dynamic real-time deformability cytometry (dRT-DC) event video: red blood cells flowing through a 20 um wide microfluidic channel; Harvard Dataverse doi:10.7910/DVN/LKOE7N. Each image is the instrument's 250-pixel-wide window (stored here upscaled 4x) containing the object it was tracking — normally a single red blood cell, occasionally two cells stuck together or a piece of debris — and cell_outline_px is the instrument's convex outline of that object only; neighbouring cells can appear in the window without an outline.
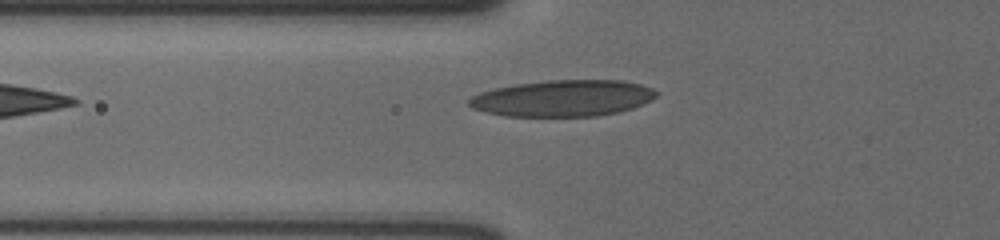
{"species": "human", "species_latin": "Homo sapiens", "temperature_condition": "cold", "stored_images_in_passage": 10, "camera_frame_rate_fps": 3000, "um_per_image_px": 0.085, "donor": {"sex": "male"}, "frame": {"image": 1, "passage_image": 10, "time_ms": 3.0, "image_size_px": [1000, 240], "cell_outline_px": [[660, 92], [656, 96], [632, 108], [616, 112], [596, 116], [504, 116], [472, 108], [468, 104], [468, 100], [472, 96], [480, 92], [496, 88], [516, 84], [548, 80], [624, 80], [640, 84], [652, 88]], "centroid_in_image_um": [47.84, 8.34], "position_along_channel_um": 78.0, "area_um2": 39.54}}